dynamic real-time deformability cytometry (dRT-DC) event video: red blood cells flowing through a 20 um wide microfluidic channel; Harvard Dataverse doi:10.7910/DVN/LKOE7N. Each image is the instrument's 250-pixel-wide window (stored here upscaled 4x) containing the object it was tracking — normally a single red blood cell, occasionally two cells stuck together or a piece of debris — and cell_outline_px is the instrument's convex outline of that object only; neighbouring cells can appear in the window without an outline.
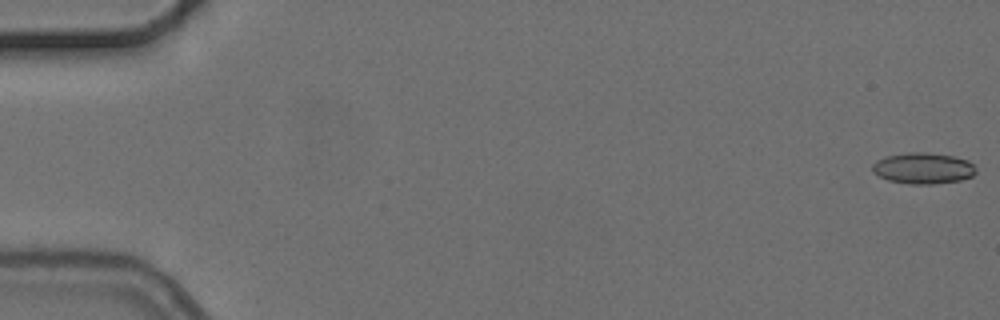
{"species": "common noctule bat (a hibernating species)", "species_latin": "Nyctalus noctula", "temperature_condition": "cold", "stored_images_in_passage": 6, "camera_frame_rate_fps": 3000, "um_per_image_px": 0.085, "animal": {"sex": "female", "body_mass_g": 24.6, "forearm_length_mm": 56.2}, "frame": {"image": 1, "passage_image": 1, "time_ms": 0.0, "image_size_px": [1000, 320], "cell_outline_px": [[976, 172], [972, 176], [960, 180], [932, 184], [908, 184], [888, 180], [872, 172], [872, 164], [876, 160], [884, 156], [908, 152], [928, 152], [952, 156], [968, 160], [976, 168]], "centroid_in_image_um": [78.44, 14.29], "position_along_channel_um": 6.6, "area_um2": 18.9}}